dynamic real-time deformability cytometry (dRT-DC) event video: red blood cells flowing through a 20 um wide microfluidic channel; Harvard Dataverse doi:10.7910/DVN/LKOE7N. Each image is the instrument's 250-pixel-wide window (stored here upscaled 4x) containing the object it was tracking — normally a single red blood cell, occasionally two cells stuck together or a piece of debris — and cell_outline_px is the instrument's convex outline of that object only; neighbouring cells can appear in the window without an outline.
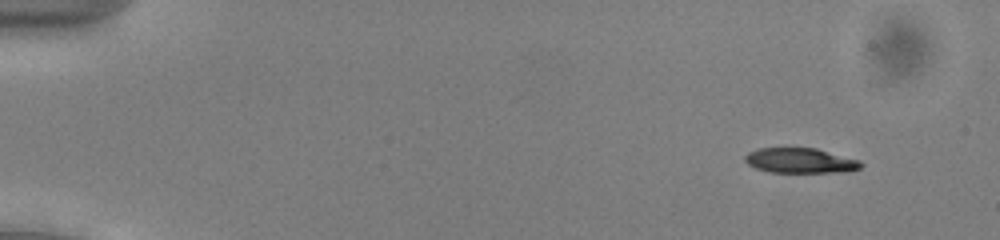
{"species": "common noctule bat (a hibernating species)", "species_latin": "Nyctalus noctula", "temperature_condition": "cold", "stored_images_in_passage": 51, "camera_frame_rate_fps": 3000, "um_per_image_px": 0.085, "animal": {"sex": "male", "body_mass_g": 13.0, "forearm_length_mm": 53.1}, "frame": {"image": 1, "passage_image": 3, "time_ms": 0.667, "image_size_px": [1000, 240], "cell_outline_px": [[864, 164], [860, 168], [844, 172], [768, 172], [756, 168], [748, 164], [744, 160], [744, 156], [748, 152], [756, 148], [816, 148], [860, 160]], "centroid_in_image_um": [68.01, 13.65], "position_along_channel_um": 17.0, "area_um2": 16.99}}
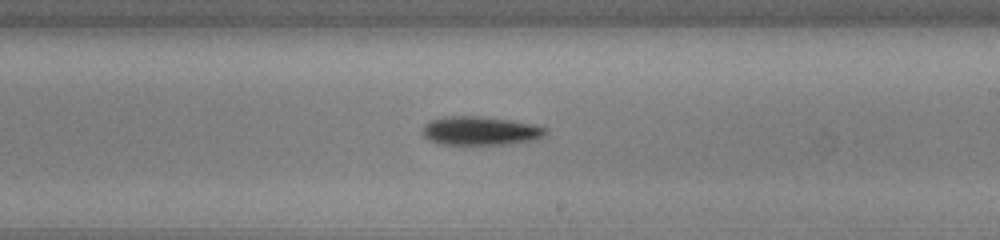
{"frame": {"image": 2, "passage_image": 30, "time_ms": 9.667, "image_size_px": [1000, 240], "cell_outline_px": [[548, 132], [544, 136], [532, 140], [512, 144], [464, 148], [440, 144], [428, 140], [420, 132], [424, 124], [432, 120], [444, 116], [480, 116], [512, 120], [536, 124], [548, 128]], "centroid_in_image_um": [40.81, 11.17], "position_along_channel_um": 248.2, "area_um2": 21.96}}
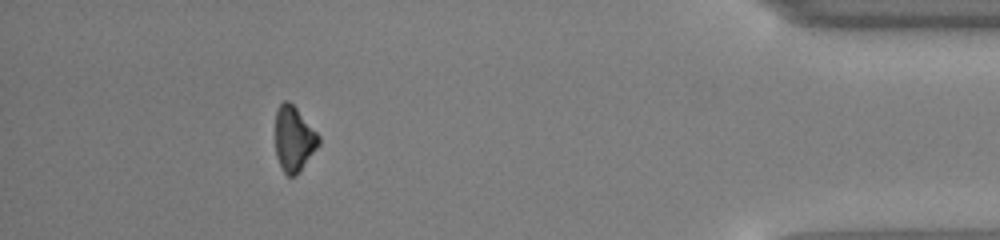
{"frame": {"image": 3, "passage_image": 46, "time_ms": 15.0, "image_size_px": [1000, 240], "cell_outline_px": [[320, 144], [300, 172], [296, 176], [288, 176], [284, 172], [276, 156], [276, 108], [284, 100], [288, 100], [296, 108], [320, 136]], "centroid_in_image_um": [24.99, 11.82], "position_along_channel_um": 410.2, "area_um2": 16.47}, "authors_computed_cell_mechanics": {"area_um2": 18.7272, "velocity_mm_per_s": 3.9543, "shape_relaxation_time_tau1_ms": 2.1164, "shape_relaxation_time_tau2_ms": null, "deformation_change_tau1": 0.0868, "deformation_change_tau2": null}}